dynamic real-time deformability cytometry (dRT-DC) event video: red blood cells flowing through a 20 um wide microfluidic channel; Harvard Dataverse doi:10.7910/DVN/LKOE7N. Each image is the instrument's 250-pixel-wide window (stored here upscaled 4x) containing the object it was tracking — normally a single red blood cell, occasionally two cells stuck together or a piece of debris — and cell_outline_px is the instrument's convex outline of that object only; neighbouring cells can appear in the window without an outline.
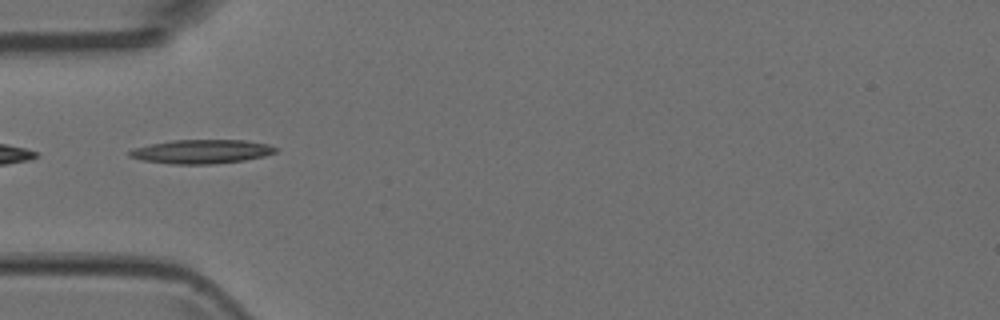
{"species": "Egyptian fruit bat (a non-hibernating species)", "species_latin": "Rousettus aegyptiacus", "temperature_condition": "room temperature", "stored_images_in_passage": 2, "camera_frame_rate_fps": 3000, "um_per_image_px": 0.085, "animal": {"sex": "female"}, "frame": {"image": 1, "passage_image": 1, "time_ms": 0.0, "image_size_px": [1000, 320], "cell_outline_px": [[280, 148], [276, 152], [264, 156], [244, 160], [212, 164], [172, 164], [144, 160], [128, 156], [128, 152], [132, 148], [172, 140], [244, 140], [268, 144]], "centroid_in_image_um": [17.16, 12.88], "position_along_channel_um": 67.8, "area_um2": 20.35}}
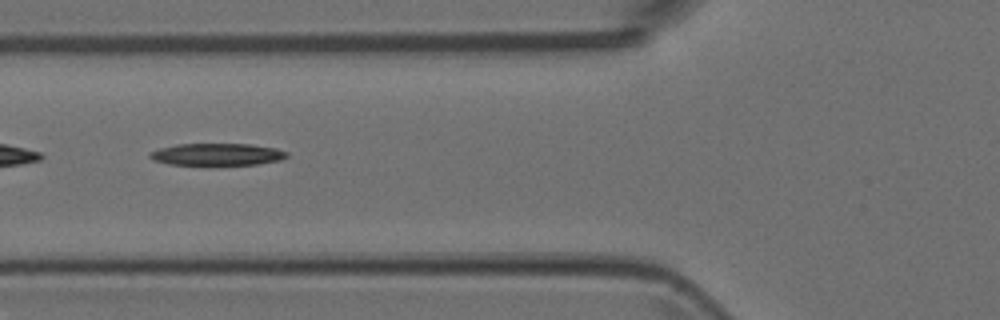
{"frame": {"image": 2, "passage_image": 2, "time_ms": 0.333, "image_size_px": [1000, 320], "cell_outline_px": [[288, 156], [280, 160], [256, 164], [172, 164], [156, 160], [148, 156], [152, 152], [160, 148], [176, 144], [252, 144], [276, 148], [288, 152]], "centroid_in_image_um": [18.51, 13.1], "position_along_channel_um": 107.3, "area_um2": 17.22}}